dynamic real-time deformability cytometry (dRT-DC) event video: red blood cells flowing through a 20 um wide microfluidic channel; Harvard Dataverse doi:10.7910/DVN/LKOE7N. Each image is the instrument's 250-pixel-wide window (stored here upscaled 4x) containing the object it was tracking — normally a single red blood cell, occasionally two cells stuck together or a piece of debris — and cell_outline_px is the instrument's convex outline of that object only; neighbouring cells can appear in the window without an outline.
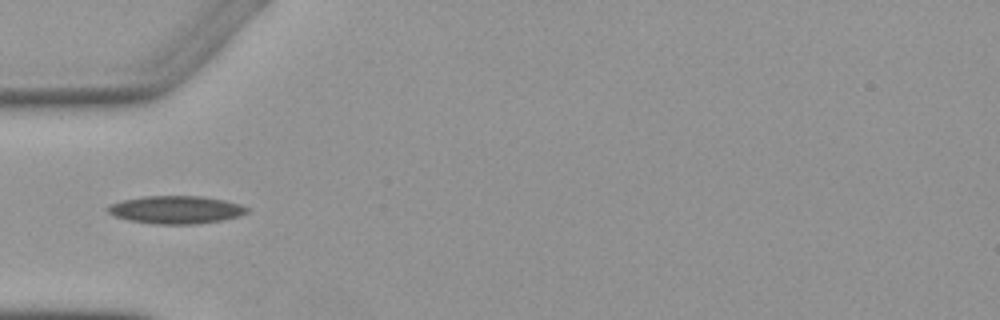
{"species": "Egyptian fruit bat (a non-hibernating species)", "species_latin": "Rousettus aegyptiacus", "temperature_condition": "warm", "stored_images_in_passage": 4, "camera_frame_rate_fps": 3000, "um_per_image_px": 0.085, "animal": {"sex": "female"}, "frame": {"image": 1, "passage_image": 4, "time_ms": 3.333, "image_size_px": [1000, 320], "cell_outline_px": [[248, 212], [240, 216], [220, 220], [196, 224], [156, 224], [128, 220], [112, 216], [108, 212], [108, 204], [120, 200], [144, 196], [200, 196], [224, 200], [240, 204], [248, 208]], "centroid_in_image_um": [14.91, 17.82], "position_along_channel_um": 70.1, "area_um2": 22.66}}